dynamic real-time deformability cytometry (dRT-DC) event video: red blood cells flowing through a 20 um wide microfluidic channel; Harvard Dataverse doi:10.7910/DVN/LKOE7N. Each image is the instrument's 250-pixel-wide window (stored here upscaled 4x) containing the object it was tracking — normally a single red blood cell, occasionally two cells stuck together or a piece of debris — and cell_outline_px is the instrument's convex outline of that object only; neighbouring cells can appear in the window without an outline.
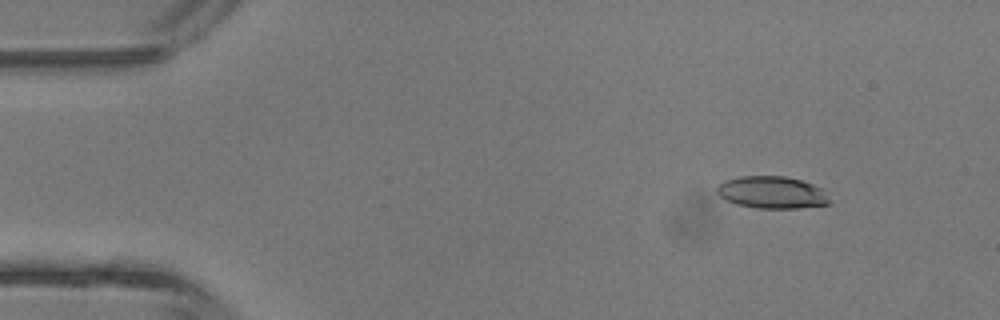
{"species": "common noctule bat (a hibernating species)", "species_latin": "Nyctalus noctula", "temperature_condition": "room temperature", "stored_images_in_passage": 44, "camera_frame_rate_fps": 3000, "um_per_image_px": 0.085, "animal": {"sex": "male", "body_mass_g": 13.3}, "frame": {"image": 1, "passage_image": 5, "time_ms": 1.333, "image_size_px": [1000, 320], "cell_outline_px": [[832, 204], [796, 208], [756, 208], [736, 204], [720, 196], [716, 192], [716, 188], [724, 180], [740, 176], [784, 176], [800, 180], [812, 184], [820, 188], [832, 200]], "centroid_in_image_um": [65.62, 16.36], "position_along_channel_um": 19.4, "area_um2": 21.1}}
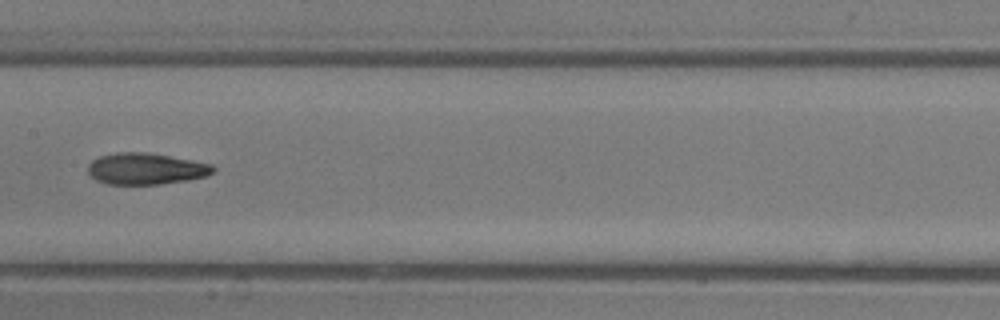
{"frame": {"image": 2, "passage_image": 22, "time_ms": 7.0, "image_size_px": [1000, 320], "cell_outline_px": [[216, 172], [204, 176], [188, 180], [160, 184], [108, 184], [96, 180], [88, 172], [88, 164], [92, 160], [100, 156], [116, 152], [148, 152], [192, 160], [212, 164], [216, 168]], "centroid_in_image_um": [12.41, 14.34], "position_along_channel_um": 195.0, "area_um2": 23.0}}
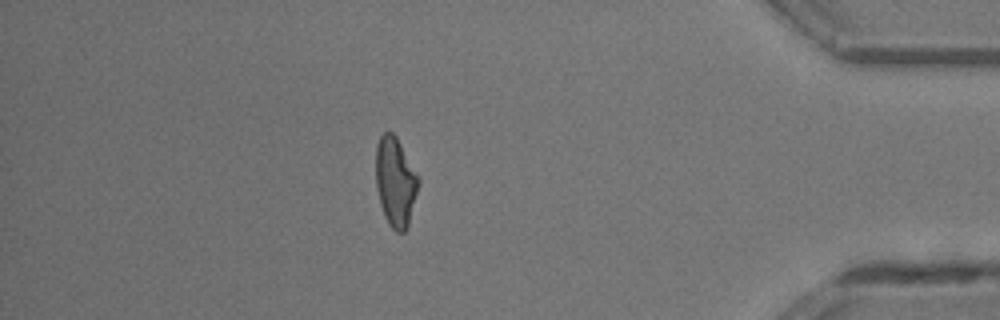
{"frame": {"image": 3, "passage_image": 38, "time_ms": 12.333, "image_size_px": [1000, 320], "cell_outline_px": [[420, 180], [408, 224], [404, 232], [396, 232], [388, 224], [384, 216], [380, 204], [376, 188], [376, 144], [380, 136], [384, 132], [392, 132], [396, 136], [420, 176]], "centroid_in_image_um": [33.61, 15.43], "position_along_channel_um": 401.6, "area_um2": 22.31}, "authors_computed_cell_mechanics": {"area_um2": 22.2819, "velocity_mm_per_s": 4.7023, "shape_relaxation_time_tau1_ms": 9.3832, "shape_relaxation_time_tau2_ms": 3.2634, "deformation_change_tau1": 0.2671, "deformation_change_tau2": 0.1196}}